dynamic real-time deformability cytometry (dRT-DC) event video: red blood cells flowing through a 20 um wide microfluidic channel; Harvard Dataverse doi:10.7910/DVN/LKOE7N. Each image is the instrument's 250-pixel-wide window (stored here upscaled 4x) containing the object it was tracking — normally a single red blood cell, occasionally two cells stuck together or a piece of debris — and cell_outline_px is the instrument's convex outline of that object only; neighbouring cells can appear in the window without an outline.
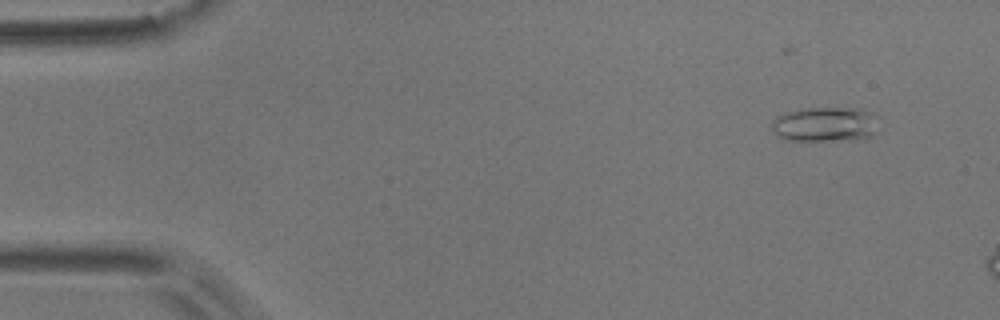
{"species": "common noctule bat (a hibernating species)", "species_latin": "Nyctalus noctula", "temperature_condition": "room temperature", "stored_images_in_passage": 10, "camera_frame_rate_fps": 3000, "um_per_image_px": 0.085, "animal": {"sex": "male", "body_mass_g": 17.9}, "frame": {"image": 1, "passage_image": 4, "time_ms": 1.0, "image_size_px": [1000, 320], "cell_outline_px": [[880, 116], [876, 132], [872, 136], [860, 140], [784, 140], [776, 136], [772, 132], [772, 120], [776, 116], [784, 112], [800, 108], [864, 108]], "centroid_in_image_um": [70.18, 10.56], "position_along_channel_um": 14.8, "area_um2": 22.54}}